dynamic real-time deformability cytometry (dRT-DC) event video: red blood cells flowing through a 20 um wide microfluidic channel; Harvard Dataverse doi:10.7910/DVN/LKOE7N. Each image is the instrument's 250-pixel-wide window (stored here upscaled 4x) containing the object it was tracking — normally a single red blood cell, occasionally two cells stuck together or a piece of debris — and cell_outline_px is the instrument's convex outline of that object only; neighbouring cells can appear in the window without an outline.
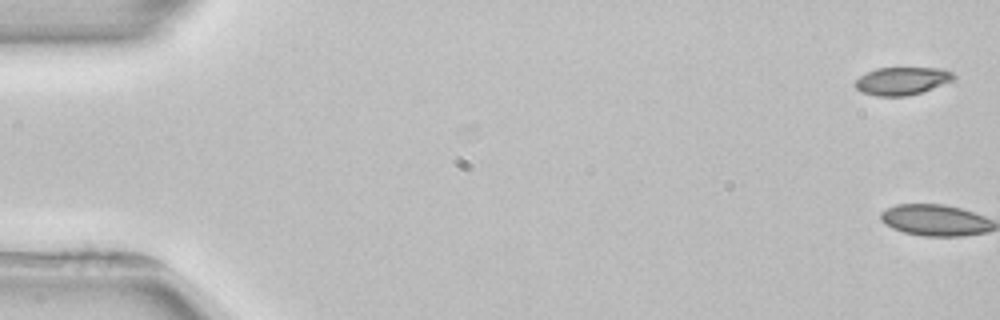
{"species": "common noctule bat (a hibernating species)", "species_latin": "Nyctalus noctula", "temperature_condition": "room temperature", "stored_images_in_passage": 5, "camera_frame_rate_fps": 3000, "um_per_image_px": 0.085, "animal": {"sex": "female", "body_mass_g": 22.7, "forearm_length_mm": 54.2}, "frame": {"image": 1, "passage_image": 1, "time_ms": 0.0, "image_size_px": [1000, 320], "cell_outline_px": [[956, 76], [952, 80], [932, 88], [920, 92], [904, 96], [876, 96], [860, 92], [852, 84], [860, 76], [876, 68], [944, 68], [952, 72]], "centroid_in_image_um": [76.63, 6.87], "position_along_channel_um": 8.4, "area_um2": 15.9}}